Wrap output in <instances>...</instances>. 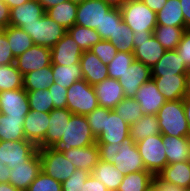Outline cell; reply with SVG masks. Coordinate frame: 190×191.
<instances>
[{"label": "cell", "instance_id": "obj_42", "mask_svg": "<svg viewBox=\"0 0 190 191\" xmlns=\"http://www.w3.org/2000/svg\"><path fill=\"white\" fill-rule=\"evenodd\" d=\"M134 32L122 21L119 26H117L113 39H109L116 48L117 51L133 53Z\"/></svg>", "mask_w": 190, "mask_h": 191}, {"label": "cell", "instance_id": "obj_43", "mask_svg": "<svg viewBox=\"0 0 190 191\" xmlns=\"http://www.w3.org/2000/svg\"><path fill=\"white\" fill-rule=\"evenodd\" d=\"M134 61L133 53L117 51L114 59L107 65L108 77L118 80Z\"/></svg>", "mask_w": 190, "mask_h": 191}, {"label": "cell", "instance_id": "obj_49", "mask_svg": "<svg viewBox=\"0 0 190 191\" xmlns=\"http://www.w3.org/2000/svg\"><path fill=\"white\" fill-rule=\"evenodd\" d=\"M103 64L108 65L116 56L117 48L108 40H101L91 50Z\"/></svg>", "mask_w": 190, "mask_h": 191}, {"label": "cell", "instance_id": "obj_63", "mask_svg": "<svg viewBox=\"0 0 190 191\" xmlns=\"http://www.w3.org/2000/svg\"><path fill=\"white\" fill-rule=\"evenodd\" d=\"M185 77H186L185 97L190 98V69L186 73Z\"/></svg>", "mask_w": 190, "mask_h": 191}, {"label": "cell", "instance_id": "obj_56", "mask_svg": "<svg viewBox=\"0 0 190 191\" xmlns=\"http://www.w3.org/2000/svg\"><path fill=\"white\" fill-rule=\"evenodd\" d=\"M150 10L156 14L165 6L168 0H141Z\"/></svg>", "mask_w": 190, "mask_h": 191}, {"label": "cell", "instance_id": "obj_7", "mask_svg": "<svg viewBox=\"0 0 190 191\" xmlns=\"http://www.w3.org/2000/svg\"><path fill=\"white\" fill-rule=\"evenodd\" d=\"M38 153L42 172L60 183L70 178L76 170L74 164L64 156L63 152L54 147L38 148Z\"/></svg>", "mask_w": 190, "mask_h": 191}, {"label": "cell", "instance_id": "obj_17", "mask_svg": "<svg viewBox=\"0 0 190 191\" xmlns=\"http://www.w3.org/2000/svg\"><path fill=\"white\" fill-rule=\"evenodd\" d=\"M83 51L74 39L66 33L51 48V64L70 66L80 62Z\"/></svg>", "mask_w": 190, "mask_h": 191}, {"label": "cell", "instance_id": "obj_52", "mask_svg": "<svg viewBox=\"0 0 190 191\" xmlns=\"http://www.w3.org/2000/svg\"><path fill=\"white\" fill-rule=\"evenodd\" d=\"M15 62L6 34L0 30V66L10 65Z\"/></svg>", "mask_w": 190, "mask_h": 191}, {"label": "cell", "instance_id": "obj_5", "mask_svg": "<svg viewBox=\"0 0 190 191\" xmlns=\"http://www.w3.org/2000/svg\"><path fill=\"white\" fill-rule=\"evenodd\" d=\"M31 38L33 44L52 48L67 30L46 14L39 21L25 23L21 27Z\"/></svg>", "mask_w": 190, "mask_h": 191}, {"label": "cell", "instance_id": "obj_38", "mask_svg": "<svg viewBox=\"0 0 190 191\" xmlns=\"http://www.w3.org/2000/svg\"><path fill=\"white\" fill-rule=\"evenodd\" d=\"M67 33L74 39L82 51L91 50L94 45L102 40L96 30L77 24L70 27Z\"/></svg>", "mask_w": 190, "mask_h": 191}, {"label": "cell", "instance_id": "obj_25", "mask_svg": "<svg viewBox=\"0 0 190 191\" xmlns=\"http://www.w3.org/2000/svg\"><path fill=\"white\" fill-rule=\"evenodd\" d=\"M187 72L188 69L176 50H168L151 69V77L186 75Z\"/></svg>", "mask_w": 190, "mask_h": 191}, {"label": "cell", "instance_id": "obj_15", "mask_svg": "<svg viewBox=\"0 0 190 191\" xmlns=\"http://www.w3.org/2000/svg\"><path fill=\"white\" fill-rule=\"evenodd\" d=\"M0 109L8 117H26L30 112L27 91L18 88L0 92Z\"/></svg>", "mask_w": 190, "mask_h": 191}, {"label": "cell", "instance_id": "obj_27", "mask_svg": "<svg viewBox=\"0 0 190 191\" xmlns=\"http://www.w3.org/2000/svg\"><path fill=\"white\" fill-rule=\"evenodd\" d=\"M166 101H176L185 97V75L151 77Z\"/></svg>", "mask_w": 190, "mask_h": 191}, {"label": "cell", "instance_id": "obj_58", "mask_svg": "<svg viewBox=\"0 0 190 191\" xmlns=\"http://www.w3.org/2000/svg\"><path fill=\"white\" fill-rule=\"evenodd\" d=\"M10 175V168L0 161V184L9 183Z\"/></svg>", "mask_w": 190, "mask_h": 191}, {"label": "cell", "instance_id": "obj_16", "mask_svg": "<svg viewBox=\"0 0 190 191\" xmlns=\"http://www.w3.org/2000/svg\"><path fill=\"white\" fill-rule=\"evenodd\" d=\"M151 79V69L140 61H134L118 82L123 88L125 98L135 97L137 90Z\"/></svg>", "mask_w": 190, "mask_h": 191}, {"label": "cell", "instance_id": "obj_31", "mask_svg": "<svg viewBox=\"0 0 190 191\" xmlns=\"http://www.w3.org/2000/svg\"><path fill=\"white\" fill-rule=\"evenodd\" d=\"M25 117H8L0 114V141L26 140L23 124Z\"/></svg>", "mask_w": 190, "mask_h": 191}, {"label": "cell", "instance_id": "obj_33", "mask_svg": "<svg viewBox=\"0 0 190 191\" xmlns=\"http://www.w3.org/2000/svg\"><path fill=\"white\" fill-rule=\"evenodd\" d=\"M157 25L186 27L179 0H168L157 13Z\"/></svg>", "mask_w": 190, "mask_h": 191}, {"label": "cell", "instance_id": "obj_55", "mask_svg": "<svg viewBox=\"0 0 190 191\" xmlns=\"http://www.w3.org/2000/svg\"><path fill=\"white\" fill-rule=\"evenodd\" d=\"M84 191H108V190L103 183L95 179V177L90 174L89 178L85 181Z\"/></svg>", "mask_w": 190, "mask_h": 191}, {"label": "cell", "instance_id": "obj_39", "mask_svg": "<svg viewBox=\"0 0 190 191\" xmlns=\"http://www.w3.org/2000/svg\"><path fill=\"white\" fill-rule=\"evenodd\" d=\"M153 178L154 175L147 170L126 174L117 191H145Z\"/></svg>", "mask_w": 190, "mask_h": 191}, {"label": "cell", "instance_id": "obj_2", "mask_svg": "<svg viewBox=\"0 0 190 191\" xmlns=\"http://www.w3.org/2000/svg\"><path fill=\"white\" fill-rule=\"evenodd\" d=\"M160 133L166 136H190V128L185 116L183 99L166 101L156 114Z\"/></svg>", "mask_w": 190, "mask_h": 191}, {"label": "cell", "instance_id": "obj_54", "mask_svg": "<svg viewBox=\"0 0 190 191\" xmlns=\"http://www.w3.org/2000/svg\"><path fill=\"white\" fill-rule=\"evenodd\" d=\"M153 181L157 184L160 191H188L164 181L159 175H154Z\"/></svg>", "mask_w": 190, "mask_h": 191}, {"label": "cell", "instance_id": "obj_13", "mask_svg": "<svg viewBox=\"0 0 190 191\" xmlns=\"http://www.w3.org/2000/svg\"><path fill=\"white\" fill-rule=\"evenodd\" d=\"M41 171V159L37 150L24 164L10 169L9 183L20 191H26Z\"/></svg>", "mask_w": 190, "mask_h": 191}, {"label": "cell", "instance_id": "obj_60", "mask_svg": "<svg viewBox=\"0 0 190 191\" xmlns=\"http://www.w3.org/2000/svg\"><path fill=\"white\" fill-rule=\"evenodd\" d=\"M183 105H184V111H185V116L188 122V126L190 128V98L184 97Z\"/></svg>", "mask_w": 190, "mask_h": 191}, {"label": "cell", "instance_id": "obj_30", "mask_svg": "<svg viewBox=\"0 0 190 191\" xmlns=\"http://www.w3.org/2000/svg\"><path fill=\"white\" fill-rule=\"evenodd\" d=\"M130 139L135 143L149 136L160 134L159 120L156 115H143L137 122L130 125Z\"/></svg>", "mask_w": 190, "mask_h": 191}, {"label": "cell", "instance_id": "obj_36", "mask_svg": "<svg viewBox=\"0 0 190 191\" xmlns=\"http://www.w3.org/2000/svg\"><path fill=\"white\" fill-rule=\"evenodd\" d=\"M2 31L6 34L12 54L15 58L34 45L32 38L21 28L9 25Z\"/></svg>", "mask_w": 190, "mask_h": 191}, {"label": "cell", "instance_id": "obj_40", "mask_svg": "<svg viewBox=\"0 0 190 191\" xmlns=\"http://www.w3.org/2000/svg\"><path fill=\"white\" fill-rule=\"evenodd\" d=\"M129 125L137 122L144 114L134 97L124 98L113 109Z\"/></svg>", "mask_w": 190, "mask_h": 191}, {"label": "cell", "instance_id": "obj_57", "mask_svg": "<svg viewBox=\"0 0 190 191\" xmlns=\"http://www.w3.org/2000/svg\"><path fill=\"white\" fill-rule=\"evenodd\" d=\"M183 12L186 28H190V0H179Z\"/></svg>", "mask_w": 190, "mask_h": 191}, {"label": "cell", "instance_id": "obj_8", "mask_svg": "<svg viewBox=\"0 0 190 191\" xmlns=\"http://www.w3.org/2000/svg\"><path fill=\"white\" fill-rule=\"evenodd\" d=\"M145 169L158 175L167 165L163 135L156 134L136 142Z\"/></svg>", "mask_w": 190, "mask_h": 191}, {"label": "cell", "instance_id": "obj_11", "mask_svg": "<svg viewBox=\"0 0 190 191\" xmlns=\"http://www.w3.org/2000/svg\"><path fill=\"white\" fill-rule=\"evenodd\" d=\"M37 150L38 147L28 140L0 141V161L13 169L15 165L24 164Z\"/></svg>", "mask_w": 190, "mask_h": 191}, {"label": "cell", "instance_id": "obj_53", "mask_svg": "<svg viewBox=\"0 0 190 191\" xmlns=\"http://www.w3.org/2000/svg\"><path fill=\"white\" fill-rule=\"evenodd\" d=\"M10 22V8L4 2L0 0V30L6 29Z\"/></svg>", "mask_w": 190, "mask_h": 191}, {"label": "cell", "instance_id": "obj_12", "mask_svg": "<svg viewBox=\"0 0 190 191\" xmlns=\"http://www.w3.org/2000/svg\"><path fill=\"white\" fill-rule=\"evenodd\" d=\"M14 64L22 75L38 71L51 65V49L34 44L23 54L16 57Z\"/></svg>", "mask_w": 190, "mask_h": 191}, {"label": "cell", "instance_id": "obj_51", "mask_svg": "<svg viewBox=\"0 0 190 191\" xmlns=\"http://www.w3.org/2000/svg\"><path fill=\"white\" fill-rule=\"evenodd\" d=\"M48 90L51 94L54 109L67 107V88L53 83L48 87Z\"/></svg>", "mask_w": 190, "mask_h": 191}, {"label": "cell", "instance_id": "obj_29", "mask_svg": "<svg viewBox=\"0 0 190 191\" xmlns=\"http://www.w3.org/2000/svg\"><path fill=\"white\" fill-rule=\"evenodd\" d=\"M91 175L103 183L108 191H117L124 177V175L115 168L113 163H106L101 160L98 161Z\"/></svg>", "mask_w": 190, "mask_h": 191}, {"label": "cell", "instance_id": "obj_21", "mask_svg": "<svg viewBox=\"0 0 190 191\" xmlns=\"http://www.w3.org/2000/svg\"><path fill=\"white\" fill-rule=\"evenodd\" d=\"M93 87L100 107L113 110L125 98L123 88L117 79L108 77Z\"/></svg>", "mask_w": 190, "mask_h": 191}, {"label": "cell", "instance_id": "obj_28", "mask_svg": "<svg viewBox=\"0 0 190 191\" xmlns=\"http://www.w3.org/2000/svg\"><path fill=\"white\" fill-rule=\"evenodd\" d=\"M158 175L164 181L190 191V161L167 164Z\"/></svg>", "mask_w": 190, "mask_h": 191}, {"label": "cell", "instance_id": "obj_44", "mask_svg": "<svg viewBox=\"0 0 190 191\" xmlns=\"http://www.w3.org/2000/svg\"><path fill=\"white\" fill-rule=\"evenodd\" d=\"M30 110L50 112L54 109L51 94L47 89L27 91Z\"/></svg>", "mask_w": 190, "mask_h": 191}, {"label": "cell", "instance_id": "obj_50", "mask_svg": "<svg viewBox=\"0 0 190 191\" xmlns=\"http://www.w3.org/2000/svg\"><path fill=\"white\" fill-rule=\"evenodd\" d=\"M179 58L182 59L187 69H190V28L186 29L183 33L177 48L175 49Z\"/></svg>", "mask_w": 190, "mask_h": 191}, {"label": "cell", "instance_id": "obj_20", "mask_svg": "<svg viewBox=\"0 0 190 191\" xmlns=\"http://www.w3.org/2000/svg\"><path fill=\"white\" fill-rule=\"evenodd\" d=\"M50 112L30 110L26 115L23 130L26 140L38 146L45 138L49 126Z\"/></svg>", "mask_w": 190, "mask_h": 191}, {"label": "cell", "instance_id": "obj_46", "mask_svg": "<svg viewBox=\"0 0 190 191\" xmlns=\"http://www.w3.org/2000/svg\"><path fill=\"white\" fill-rule=\"evenodd\" d=\"M26 191H62V183L41 171Z\"/></svg>", "mask_w": 190, "mask_h": 191}, {"label": "cell", "instance_id": "obj_59", "mask_svg": "<svg viewBox=\"0 0 190 191\" xmlns=\"http://www.w3.org/2000/svg\"><path fill=\"white\" fill-rule=\"evenodd\" d=\"M45 9V11L53 6H56L60 3L66 2L67 0H37Z\"/></svg>", "mask_w": 190, "mask_h": 191}, {"label": "cell", "instance_id": "obj_66", "mask_svg": "<svg viewBox=\"0 0 190 191\" xmlns=\"http://www.w3.org/2000/svg\"><path fill=\"white\" fill-rule=\"evenodd\" d=\"M68 1H71V2H73L74 4L79 5V4L83 3L85 0H68Z\"/></svg>", "mask_w": 190, "mask_h": 191}, {"label": "cell", "instance_id": "obj_1", "mask_svg": "<svg viewBox=\"0 0 190 191\" xmlns=\"http://www.w3.org/2000/svg\"><path fill=\"white\" fill-rule=\"evenodd\" d=\"M99 148L100 160L113 163L123 175L144 171L145 165L136 143L128 139L123 143H96Z\"/></svg>", "mask_w": 190, "mask_h": 191}, {"label": "cell", "instance_id": "obj_6", "mask_svg": "<svg viewBox=\"0 0 190 191\" xmlns=\"http://www.w3.org/2000/svg\"><path fill=\"white\" fill-rule=\"evenodd\" d=\"M66 99V108L76 115L86 116L99 106L94 87L84 79L67 88Z\"/></svg>", "mask_w": 190, "mask_h": 191}, {"label": "cell", "instance_id": "obj_64", "mask_svg": "<svg viewBox=\"0 0 190 191\" xmlns=\"http://www.w3.org/2000/svg\"><path fill=\"white\" fill-rule=\"evenodd\" d=\"M0 191H20V190L16 189L10 183H3V184L1 183L0 184Z\"/></svg>", "mask_w": 190, "mask_h": 191}, {"label": "cell", "instance_id": "obj_9", "mask_svg": "<svg viewBox=\"0 0 190 191\" xmlns=\"http://www.w3.org/2000/svg\"><path fill=\"white\" fill-rule=\"evenodd\" d=\"M133 44L135 60L140 61L150 69L163 57L166 51L153 33L134 32Z\"/></svg>", "mask_w": 190, "mask_h": 191}, {"label": "cell", "instance_id": "obj_3", "mask_svg": "<svg viewBox=\"0 0 190 191\" xmlns=\"http://www.w3.org/2000/svg\"><path fill=\"white\" fill-rule=\"evenodd\" d=\"M96 143L85 115L72 114L60 141L54 146L59 151L87 147Z\"/></svg>", "mask_w": 190, "mask_h": 191}, {"label": "cell", "instance_id": "obj_26", "mask_svg": "<svg viewBox=\"0 0 190 191\" xmlns=\"http://www.w3.org/2000/svg\"><path fill=\"white\" fill-rule=\"evenodd\" d=\"M167 164L190 161V136L163 135Z\"/></svg>", "mask_w": 190, "mask_h": 191}, {"label": "cell", "instance_id": "obj_62", "mask_svg": "<svg viewBox=\"0 0 190 191\" xmlns=\"http://www.w3.org/2000/svg\"><path fill=\"white\" fill-rule=\"evenodd\" d=\"M112 7L120 8L122 7L128 0H104Z\"/></svg>", "mask_w": 190, "mask_h": 191}, {"label": "cell", "instance_id": "obj_32", "mask_svg": "<svg viewBox=\"0 0 190 191\" xmlns=\"http://www.w3.org/2000/svg\"><path fill=\"white\" fill-rule=\"evenodd\" d=\"M78 5L66 1L46 10V15L68 30L75 24Z\"/></svg>", "mask_w": 190, "mask_h": 191}, {"label": "cell", "instance_id": "obj_4", "mask_svg": "<svg viewBox=\"0 0 190 191\" xmlns=\"http://www.w3.org/2000/svg\"><path fill=\"white\" fill-rule=\"evenodd\" d=\"M119 9L123 22L133 32L153 33L157 26V14L150 10L141 0H128Z\"/></svg>", "mask_w": 190, "mask_h": 191}, {"label": "cell", "instance_id": "obj_24", "mask_svg": "<svg viewBox=\"0 0 190 191\" xmlns=\"http://www.w3.org/2000/svg\"><path fill=\"white\" fill-rule=\"evenodd\" d=\"M46 14L37 0H29L23 5L10 9V26L21 28L25 23L39 21Z\"/></svg>", "mask_w": 190, "mask_h": 191}, {"label": "cell", "instance_id": "obj_37", "mask_svg": "<svg viewBox=\"0 0 190 191\" xmlns=\"http://www.w3.org/2000/svg\"><path fill=\"white\" fill-rule=\"evenodd\" d=\"M54 84L61 85L64 88H69L76 81L82 80V70L80 63L70 66H62L58 64H51Z\"/></svg>", "mask_w": 190, "mask_h": 191}, {"label": "cell", "instance_id": "obj_65", "mask_svg": "<svg viewBox=\"0 0 190 191\" xmlns=\"http://www.w3.org/2000/svg\"><path fill=\"white\" fill-rule=\"evenodd\" d=\"M145 191H160V189L158 188L157 184L153 181L147 188Z\"/></svg>", "mask_w": 190, "mask_h": 191}, {"label": "cell", "instance_id": "obj_10", "mask_svg": "<svg viewBox=\"0 0 190 191\" xmlns=\"http://www.w3.org/2000/svg\"><path fill=\"white\" fill-rule=\"evenodd\" d=\"M112 8L104 0H85L78 5L75 24L94 29L101 37V23Z\"/></svg>", "mask_w": 190, "mask_h": 191}, {"label": "cell", "instance_id": "obj_48", "mask_svg": "<svg viewBox=\"0 0 190 191\" xmlns=\"http://www.w3.org/2000/svg\"><path fill=\"white\" fill-rule=\"evenodd\" d=\"M90 174L86 170L76 169L71 177L62 183V191H84L85 181Z\"/></svg>", "mask_w": 190, "mask_h": 191}, {"label": "cell", "instance_id": "obj_41", "mask_svg": "<svg viewBox=\"0 0 190 191\" xmlns=\"http://www.w3.org/2000/svg\"><path fill=\"white\" fill-rule=\"evenodd\" d=\"M23 75L15 64L0 66V92L23 88Z\"/></svg>", "mask_w": 190, "mask_h": 191}, {"label": "cell", "instance_id": "obj_18", "mask_svg": "<svg viewBox=\"0 0 190 191\" xmlns=\"http://www.w3.org/2000/svg\"><path fill=\"white\" fill-rule=\"evenodd\" d=\"M73 113L68 108L52 109L50 111L49 126L44 140L38 148L54 147L65 132L66 125Z\"/></svg>", "mask_w": 190, "mask_h": 191}, {"label": "cell", "instance_id": "obj_22", "mask_svg": "<svg viewBox=\"0 0 190 191\" xmlns=\"http://www.w3.org/2000/svg\"><path fill=\"white\" fill-rule=\"evenodd\" d=\"M83 79L94 86L108 78V68L90 50L83 51L80 58Z\"/></svg>", "mask_w": 190, "mask_h": 191}, {"label": "cell", "instance_id": "obj_19", "mask_svg": "<svg viewBox=\"0 0 190 191\" xmlns=\"http://www.w3.org/2000/svg\"><path fill=\"white\" fill-rule=\"evenodd\" d=\"M134 98L141 105L145 115H156L166 102L152 78L139 87Z\"/></svg>", "mask_w": 190, "mask_h": 191}, {"label": "cell", "instance_id": "obj_45", "mask_svg": "<svg viewBox=\"0 0 190 191\" xmlns=\"http://www.w3.org/2000/svg\"><path fill=\"white\" fill-rule=\"evenodd\" d=\"M123 21L119 8L113 7L104 17L101 23V39H113L117 26Z\"/></svg>", "mask_w": 190, "mask_h": 191}, {"label": "cell", "instance_id": "obj_61", "mask_svg": "<svg viewBox=\"0 0 190 191\" xmlns=\"http://www.w3.org/2000/svg\"><path fill=\"white\" fill-rule=\"evenodd\" d=\"M29 0H4V2L8 5V7L14 8V7H18L20 5H23L24 3H26Z\"/></svg>", "mask_w": 190, "mask_h": 191}, {"label": "cell", "instance_id": "obj_34", "mask_svg": "<svg viewBox=\"0 0 190 191\" xmlns=\"http://www.w3.org/2000/svg\"><path fill=\"white\" fill-rule=\"evenodd\" d=\"M23 88L26 91L47 89L54 83L52 67L47 66L38 71H32L23 75Z\"/></svg>", "mask_w": 190, "mask_h": 191}, {"label": "cell", "instance_id": "obj_47", "mask_svg": "<svg viewBox=\"0 0 190 191\" xmlns=\"http://www.w3.org/2000/svg\"><path fill=\"white\" fill-rule=\"evenodd\" d=\"M110 111L111 109L98 106L91 113L86 115L91 131L96 138L103 131L105 115H108Z\"/></svg>", "mask_w": 190, "mask_h": 191}, {"label": "cell", "instance_id": "obj_14", "mask_svg": "<svg viewBox=\"0 0 190 191\" xmlns=\"http://www.w3.org/2000/svg\"><path fill=\"white\" fill-rule=\"evenodd\" d=\"M129 130L130 125L111 110L108 115H105L103 131L97 136L96 143H123L130 139Z\"/></svg>", "mask_w": 190, "mask_h": 191}, {"label": "cell", "instance_id": "obj_23", "mask_svg": "<svg viewBox=\"0 0 190 191\" xmlns=\"http://www.w3.org/2000/svg\"><path fill=\"white\" fill-rule=\"evenodd\" d=\"M63 152L64 156L74 164L76 169L92 172L100 160L98 145L92 144L87 147L71 148Z\"/></svg>", "mask_w": 190, "mask_h": 191}, {"label": "cell", "instance_id": "obj_35", "mask_svg": "<svg viewBox=\"0 0 190 191\" xmlns=\"http://www.w3.org/2000/svg\"><path fill=\"white\" fill-rule=\"evenodd\" d=\"M186 29V27L157 25L153 35L166 51L175 50Z\"/></svg>", "mask_w": 190, "mask_h": 191}]
</instances>
